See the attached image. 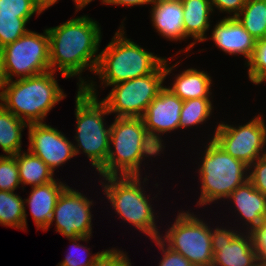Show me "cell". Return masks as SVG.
<instances>
[{
	"label": "cell",
	"mask_w": 266,
	"mask_h": 266,
	"mask_svg": "<svg viewBox=\"0 0 266 266\" xmlns=\"http://www.w3.org/2000/svg\"><path fill=\"white\" fill-rule=\"evenodd\" d=\"M90 266H131L127 255L117 249L103 250Z\"/></svg>",
	"instance_id": "obj_32"
},
{
	"label": "cell",
	"mask_w": 266,
	"mask_h": 266,
	"mask_svg": "<svg viewBox=\"0 0 266 266\" xmlns=\"http://www.w3.org/2000/svg\"><path fill=\"white\" fill-rule=\"evenodd\" d=\"M212 139L226 153L248 166L266 155V150H263L266 145V125L261 115L239 127L219 123Z\"/></svg>",
	"instance_id": "obj_11"
},
{
	"label": "cell",
	"mask_w": 266,
	"mask_h": 266,
	"mask_svg": "<svg viewBox=\"0 0 266 266\" xmlns=\"http://www.w3.org/2000/svg\"><path fill=\"white\" fill-rule=\"evenodd\" d=\"M34 13L41 14L35 6L34 0H0V14L31 18Z\"/></svg>",
	"instance_id": "obj_31"
},
{
	"label": "cell",
	"mask_w": 266,
	"mask_h": 266,
	"mask_svg": "<svg viewBox=\"0 0 266 266\" xmlns=\"http://www.w3.org/2000/svg\"><path fill=\"white\" fill-rule=\"evenodd\" d=\"M58 0H34L36 8L42 13L46 8L54 5Z\"/></svg>",
	"instance_id": "obj_38"
},
{
	"label": "cell",
	"mask_w": 266,
	"mask_h": 266,
	"mask_svg": "<svg viewBox=\"0 0 266 266\" xmlns=\"http://www.w3.org/2000/svg\"><path fill=\"white\" fill-rule=\"evenodd\" d=\"M15 157L20 183L24 186L27 184L34 187L55 180V178H53V170L29 150L28 152H18Z\"/></svg>",
	"instance_id": "obj_22"
},
{
	"label": "cell",
	"mask_w": 266,
	"mask_h": 266,
	"mask_svg": "<svg viewBox=\"0 0 266 266\" xmlns=\"http://www.w3.org/2000/svg\"><path fill=\"white\" fill-rule=\"evenodd\" d=\"M183 24L186 37H192L195 42L187 46L185 52L190 50L196 42L207 40L205 35L210 27V13L213 12L209 0H183Z\"/></svg>",
	"instance_id": "obj_20"
},
{
	"label": "cell",
	"mask_w": 266,
	"mask_h": 266,
	"mask_svg": "<svg viewBox=\"0 0 266 266\" xmlns=\"http://www.w3.org/2000/svg\"><path fill=\"white\" fill-rule=\"evenodd\" d=\"M246 233L244 236L226 228L211 230L212 266H261L251 232Z\"/></svg>",
	"instance_id": "obj_13"
},
{
	"label": "cell",
	"mask_w": 266,
	"mask_h": 266,
	"mask_svg": "<svg viewBox=\"0 0 266 266\" xmlns=\"http://www.w3.org/2000/svg\"><path fill=\"white\" fill-rule=\"evenodd\" d=\"M153 3V0H106L105 4L110 5H125V6H135V5H145Z\"/></svg>",
	"instance_id": "obj_37"
},
{
	"label": "cell",
	"mask_w": 266,
	"mask_h": 266,
	"mask_svg": "<svg viewBox=\"0 0 266 266\" xmlns=\"http://www.w3.org/2000/svg\"><path fill=\"white\" fill-rule=\"evenodd\" d=\"M97 23L87 15L47 28L50 70L55 72L58 68L64 78L78 75L79 89H84L87 85V81L80 77L83 70L89 67V70L95 73L98 65L100 54L96 53L102 36Z\"/></svg>",
	"instance_id": "obj_1"
},
{
	"label": "cell",
	"mask_w": 266,
	"mask_h": 266,
	"mask_svg": "<svg viewBox=\"0 0 266 266\" xmlns=\"http://www.w3.org/2000/svg\"><path fill=\"white\" fill-rule=\"evenodd\" d=\"M163 237H159L162 242H167L170 249L183 255L194 266H212L210 226L194 214L180 212Z\"/></svg>",
	"instance_id": "obj_10"
},
{
	"label": "cell",
	"mask_w": 266,
	"mask_h": 266,
	"mask_svg": "<svg viewBox=\"0 0 266 266\" xmlns=\"http://www.w3.org/2000/svg\"><path fill=\"white\" fill-rule=\"evenodd\" d=\"M31 18H20L18 15L0 14V49L13 43L27 31L26 23Z\"/></svg>",
	"instance_id": "obj_27"
},
{
	"label": "cell",
	"mask_w": 266,
	"mask_h": 266,
	"mask_svg": "<svg viewBox=\"0 0 266 266\" xmlns=\"http://www.w3.org/2000/svg\"><path fill=\"white\" fill-rule=\"evenodd\" d=\"M264 40H266V31H265V34H264V37H263Z\"/></svg>",
	"instance_id": "obj_42"
},
{
	"label": "cell",
	"mask_w": 266,
	"mask_h": 266,
	"mask_svg": "<svg viewBox=\"0 0 266 266\" xmlns=\"http://www.w3.org/2000/svg\"><path fill=\"white\" fill-rule=\"evenodd\" d=\"M66 187V184L56 180L32 187L29 198L24 201L30 207L37 230H48L58 198Z\"/></svg>",
	"instance_id": "obj_17"
},
{
	"label": "cell",
	"mask_w": 266,
	"mask_h": 266,
	"mask_svg": "<svg viewBox=\"0 0 266 266\" xmlns=\"http://www.w3.org/2000/svg\"><path fill=\"white\" fill-rule=\"evenodd\" d=\"M183 0H153V2L165 3V2H182Z\"/></svg>",
	"instance_id": "obj_40"
},
{
	"label": "cell",
	"mask_w": 266,
	"mask_h": 266,
	"mask_svg": "<svg viewBox=\"0 0 266 266\" xmlns=\"http://www.w3.org/2000/svg\"><path fill=\"white\" fill-rule=\"evenodd\" d=\"M22 197L14 192L0 191V224L17 229H26V207Z\"/></svg>",
	"instance_id": "obj_24"
},
{
	"label": "cell",
	"mask_w": 266,
	"mask_h": 266,
	"mask_svg": "<svg viewBox=\"0 0 266 266\" xmlns=\"http://www.w3.org/2000/svg\"><path fill=\"white\" fill-rule=\"evenodd\" d=\"M29 150L38 156L50 169L63 165L75 157L74 144L61 131L46 123L28 124Z\"/></svg>",
	"instance_id": "obj_14"
},
{
	"label": "cell",
	"mask_w": 266,
	"mask_h": 266,
	"mask_svg": "<svg viewBox=\"0 0 266 266\" xmlns=\"http://www.w3.org/2000/svg\"><path fill=\"white\" fill-rule=\"evenodd\" d=\"M168 61L153 73L124 81L115 85L102 102L109 113L117 114V117L142 118L148 105L159 95L165 87L163 82L179 63L169 67Z\"/></svg>",
	"instance_id": "obj_9"
},
{
	"label": "cell",
	"mask_w": 266,
	"mask_h": 266,
	"mask_svg": "<svg viewBox=\"0 0 266 266\" xmlns=\"http://www.w3.org/2000/svg\"><path fill=\"white\" fill-rule=\"evenodd\" d=\"M50 71L49 35L27 31L19 39L0 49L1 81L14 76L24 79Z\"/></svg>",
	"instance_id": "obj_8"
},
{
	"label": "cell",
	"mask_w": 266,
	"mask_h": 266,
	"mask_svg": "<svg viewBox=\"0 0 266 266\" xmlns=\"http://www.w3.org/2000/svg\"><path fill=\"white\" fill-rule=\"evenodd\" d=\"M211 39L228 54H241L250 60L255 49L256 39L242 26L236 17H224L216 23Z\"/></svg>",
	"instance_id": "obj_16"
},
{
	"label": "cell",
	"mask_w": 266,
	"mask_h": 266,
	"mask_svg": "<svg viewBox=\"0 0 266 266\" xmlns=\"http://www.w3.org/2000/svg\"><path fill=\"white\" fill-rule=\"evenodd\" d=\"M174 84L169 88L181 100L186 101L194 98H209L211 77L204 71L189 68L178 74Z\"/></svg>",
	"instance_id": "obj_21"
},
{
	"label": "cell",
	"mask_w": 266,
	"mask_h": 266,
	"mask_svg": "<svg viewBox=\"0 0 266 266\" xmlns=\"http://www.w3.org/2000/svg\"><path fill=\"white\" fill-rule=\"evenodd\" d=\"M183 103L169 88L164 87L142 116L149 137L161 150L165 146L162 145L163 140L159 134L179 128Z\"/></svg>",
	"instance_id": "obj_15"
},
{
	"label": "cell",
	"mask_w": 266,
	"mask_h": 266,
	"mask_svg": "<svg viewBox=\"0 0 266 266\" xmlns=\"http://www.w3.org/2000/svg\"><path fill=\"white\" fill-rule=\"evenodd\" d=\"M261 266H266V220L251 231Z\"/></svg>",
	"instance_id": "obj_35"
},
{
	"label": "cell",
	"mask_w": 266,
	"mask_h": 266,
	"mask_svg": "<svg viewBox=\"0 0 266 266\" xmlns=\"http://www.w3.org/2000/svg\"><path fill=\"white\" fill-rule=\"evenodd\" d=\"M233 200L241 218L249 226L248 231H252L266 220V196L254 188L247 180L236 188L228 197Z\"/></svg>",
	"instance_id": "obj_18"
},
{
	"label": "cell",
	"mask_w": 266,
	"mask_h": 266,
	"mask_svg": "<svg viewBox=\"0 0 266 266\" xmlns=\"http://www.w3.org/2000/svg\"><path fill=\"white\" fill-rule=\"evenodd\" d=\"M91 81L84 89H79L76 96L75 117L77 129L75 139L78 145L74 146L75 155L83 151L98 171L107 160L110 149V126L105 127L104 115H109L106 105L98 100L96 87ZM105 123V124H104ZM79 147V148H78Z\"/></svg>",
	"instance_id": "obj_4"
},
{
	"label": "cell",
	"mask_w": 266,
	"mask_h": 266,
	"mask_svg": "<svg viewBox=\"0 0 266 266\" xmlns=\"http://www.w3.org/2000/svg\"><path fill=\"white\" fill-rule=\"evenodd\" d=\"M109 145L106 163L98 170L102 177L141 176L144 157L161 151L149 137L142 118L116 117L110 125Z\"/></svg>",
	"instance_id": "obj_2"
},
{
	"label": "cell",
	"mask_w": 266,
	"mask_h": 266,
	"mask_svg": "<svg viewBox=\"0 0 266 266\" xmlns=\"http://www.w3.org/2000/svg\"><path fill=\"white\" fill-rule=\"evenodd\" d=\"M210 98H194L184 101L179 120V128L203 124L212 113Z\"/></svg>",
	"instance_id": "obj_26"
},
{
	"label": "cell",
	"mask_w": 266,
	"mask_h": 266,
	"mask_svg": "<svg viewBox=\"0 0 266 266\" xmlns=\"http://www.w3.org/2000/svg\"><path fill=\"white\" fill-rule=\"evenodd\" d=\"M151 18L153 27L168 40H184L183 5L181 2H153Z\"/></svg>",
	"instance_id": "obj_19"
},
{
	"label": "cell",
	"mask_w": 266,
	"mask_h": 266,
	"mask_svg": "<svg viewBox=\"0 0 266 266\" xmlns=\"http://www.w3.org/2000/svg\"><path fill=\"white\" fill-rule=\"evenodd\" d=\"M247 66L250 81L256 85L259 84L266 76V40H256L254 52Z\"/></svg>",
	"instance_id": "obj_29"
},
{
	"label": "cell",
	"mask_w": 266,
	"mask_h": 266,
	"mask_svg": "<svg viewBox=\"0 0 266 266\" xmlns=\"http://www.w3.org/2000/svg\"><path fill=\"white\" fill-rule=\"evenodd\" d=\"M104 192L113 210L125 221L138 228L152 240L161 235L156 228L152 205L141 186L140 176L103 177ZM104 184V185H103ZM144 192V193H143Z\"/></svg>",
	"instance_id": "obj_7"
},
{
	"label": "cell",
	"mask_w": 266,
	"mask_h": 266,
	"mask_svg": "<svg viewBox=\"0 0 266 266\" xmlns=\"http://www.w3.org/2000/svg\"><path fill=\"white\" fill-rule=\"evenodd\" d=\"M75 2L76 5V11L78 12V10L84 8L87 4H89L91 1L93 0H73ZM106 0H102V4H105Z\"/></svg>",
	"instance_id": "obj_39"
},
{
	"label": "cell",
	"mask_w": 266,
	"mask_h": 266,
	"mask_svg": "<svg viewBox=\"0 0 266 266\" xmlns=\"http://www.w3.org/2000/svg\"><path fill=\"white\" fill-rule=\"evenodd\" d=\"M92 202L67 185L58 198L50 226L55 221L56 231L66 238L92 236Z\"/></svg>",
	"instance_id": "obj_12"
},
{
	"label": "cell",
	"mask_w": 266,
	"mask_h": 266,
	"mask_svg": "<svg viewBox=\"0 0 266 266\" xmlns=\"http://www.w3.org/2000/svg\"><path fill=\"white\" fill-rule=\"evenodd\" d=\"M24 127L28 124L0 104V147L6 155L21 152V138Z\"/></svg>",
	"instance_id": "obj_23"
},
{
	"label": "cell",
	"mask_w": 266,
	"mask_h": 266,
	"mask_svg": "<svg viewBox=\"0 0 266 266\" xmlns=\"http://www.w3.org/2000/svg\"><path fill=\"white\" fill-rule=\"evenodd\" d=\"M91 237H82V236H78L76 238H68V240L72 241V245H73V249L68 253V255L65 257V259L61 262L58 263L57 266H90L92 264V262L95 260V258L101 253V252H97L94 255L90 256V259L88 258L89 255L91 254L90 252H88V250L90 251V248H87L86 246H82L80 245V243H76L78 241H88V239H90ZM86 248V249H85ZM75 250V251H74ZM79 250V251H78ZM84 250L87 251L85 252L87 255H85V258L82 256L84 255V252H82ZM83 254H81V252ZM80 252V253H79ZM79 254V255H78ZM81 254V255H80ZM78 255V256H77ZM79 256H82L81 258ZM80 258V259H79ZM88 258V259H87Z\"/></svg>",
	"instance_id": "obj_30"
},
{
	"label": "cell",
	"mask_w": 266,
	"mask_h": 266,
	"mask_svg": "<svg viewBox=\"0 0 266 266\" xmlns=\"http://www.w3.org/2000/svg\"><path fill=\"white\" fill-rule=\"evenodd\" d=\"M120 28L111 42L99 54L95 75H99L101 84L112 86L155 72L166 58L158 57L146 51L130 39L124 37Z\"/></svg>",
	"instance_id": "obj_5"
},
{
	"label": "cell",
	"mask_w": 266,
	"mask_h": 266,
	"mask_svg": "<svg viewBox=\"0 0 266 266\" xmlns=\"http://www.w3.org/2000/svg\"><path fill=\"white\" fill-rule=\"evenodd\" d=\"M211 2L212 8L217 7L221 12L232 13L233 16L227 17H236L241 10L243 9L246 0H209Z\"/></svg>",
	"instance_id": "obj_36"
},
{
	"label": "cell",
	"mask_w": 266,
	"mask_h": 266,
	"mask_svg": "<svg viewBox=\"0 0 266 266\" xmlns=\"http://www.w3.org/2000/svg\"><path fill=\"white\" fill-rule=\"evenodd\" d=\"M154 242L162 250L164 255L158 266H194L183 255L167 247V243L162 242L160 238L154 239Z\"/></svg>",
	"instance_id": "obj_34"
},
{
	"label": "cell",
	"mask_w": 266,
	"mask_h": 266,
	"mask_svg": "<svg viewBox=\"0 0 266 266\" xmlns=\"http://www.w3.org/2000/svg\"><path fill=\"white\" fill-rule=\"evenodd\" d=\"M207 146L199 168L200 206L221 198L227 199L236 188L248 180V165L226 153L213 139Z\"/></svg>",
	"instance_id": "obj_6"
},
{
	"label": "cell",
	"mask_w": 266,
	"mask_h": 266,
	"mask_svg": "<svg viewBox=\"0 0 266 266\" xmlns=\"http://www.w3.org/2000/svg\"><path fill=\"white\" fill-rule=\"evenodd\" d=\"M236 18L256 40L263 39L266 31V0H246Z\"/></svg>",
	"instance_id": "obj_25"
},
{
	"label": "cell",
	"mask_w": 266,
	"mask_h": 266,
	"mask_svg": "<svg viewBox=\"0 0 266 266\" xmlns=\"http://www.w3.org/2000/svg\"><path fill=\"white\" fill-rule=\"evenodd\" d=\"M54 72L1 81L0 104L27 124L43 123L45 116L66 95Z\"/></svg>",
	"instance_id": "obj_3"
},
{
	"label": "cell",
	"mask_w": 266,
	"mask_h": 266,
	"mask_svg": "<svg viewBox=\"0 0 266 266\" xmlns=\"http://www.w3.org/2000/svg\"><path fill=\"white\" fill-rule=\"evenodd\" d=\"M262 82H266V76L260 81L259 84H261Z\"/></svg>",
	"instance_id": "obj_41"
},
{
	"label": "cell",
	"mask_w": 266,
	"mask_h": 266,
	"mask_svg": "<svg viewBox=\"0 0 266 266\" xmlns=\"http://www.w3.org/2000/svg\"><path fill=\"white\" fill-rule=\"evenodd\" d=\"M20 184L15 155H0V191L14 192Z\"/></svg>",
	"instance_id": "obj_28"
},
{
	"label": "cell",
	"mask_w": 266,
	"mask_h": 266,
	"mask_svg": "<svg viewBox=\"0 0 266 266\" xmlns=\"http://www.w3.org/2000/svg\"><path fill=\"white\" fill-rule=\"evenodd\" d=\"M249 170H251V172L249 171L248 180L255 189L266 196V155L253 162L249 166Z\"/></svg>",
	"instance_id": "obj_33"
}]
</instances>
